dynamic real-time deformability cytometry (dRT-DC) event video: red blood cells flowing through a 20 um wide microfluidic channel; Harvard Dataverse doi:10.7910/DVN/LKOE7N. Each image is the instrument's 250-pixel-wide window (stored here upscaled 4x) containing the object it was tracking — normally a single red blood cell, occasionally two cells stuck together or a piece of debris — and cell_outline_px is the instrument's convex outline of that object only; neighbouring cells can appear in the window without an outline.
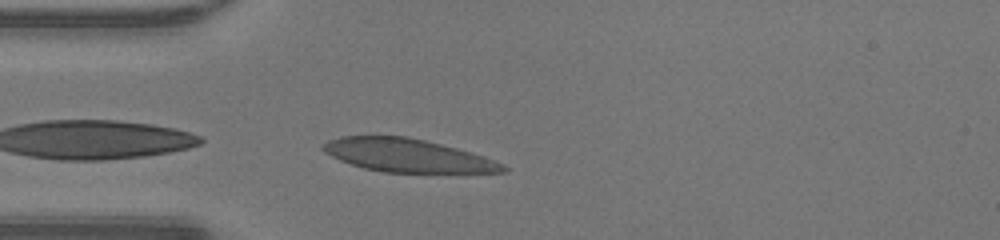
{"species": "human", "species_latin": "Homo sapiens", "temperature_condition": "warm", "stored_images_in_passage": 35, "camera_frame_rate_fps": 3000, "um_per_image_px": 0.085, "donor": {"sex": "male"}, "frame": {"image": 1, "passage_image": 1, "time_ms": 0.0, "image_size_px": [1000, 240], "cell_outline_px": [[508, 168], [504, 172], [384, 172], [364, 168], [340, 160], [324, 152], [320, 148], [328, 140], [340, 136], [408, 136], [472, 152], [484, 156], [504, 164]], "centroid_in_image_um": [34.62, 13.2], "position_along_channel_um": 50.4, "area_um2": 34.45}}
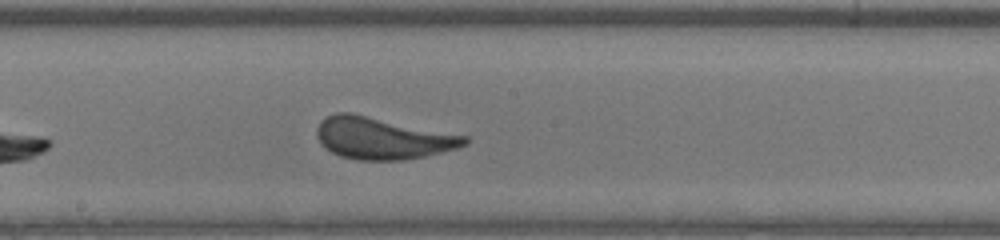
{"frame": {"image": 2, "passage_image": 13, "time_ms": 4.0, "image_size_px": [1000, 240], "cell_outline_px": [[468, 144], [456, 148], [424, 156], [404, 160], [360, 160], [340, 156], [332, 152], [320, 144], [316, 136], [316, 128], [320, 120], [336, 112], [352, 112], [468, 136]], "centroid_in_image_um": [32.47, 11.73], "position_along_channel_um": 215.7, "area_um2": 36.24}}
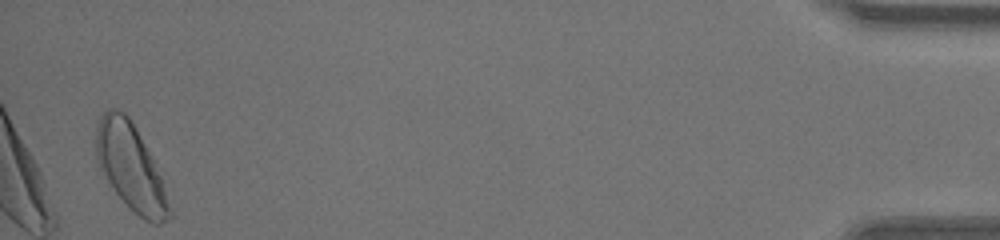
{"frame": {"image": 3, "passage_image": 34, "time_ms": 11.0, "image_size_px": [1000, 240], "cell_outline_px": [[172, 216], [168, 220], [160, 224], [152, 224], [144, 220], [128, 208], [104, 176], [96, 160], [96, 132], [100, 116], [108, 108], [116, 108], [124, 112], [128, 116], [152, 156], [160, 176], [172, 212]], "centroid_in_image_um": [11.11, 14.23], "position_along_channel_um": 424.1, "area_um2": 36.7}, "authors_computed_cell_mechanics": {"area_um2": 35.547, "velocity_mm_per_s": 4.3357, "shape_relaxation_time_tau1_ms": 3.2304, "shape_relaxation_time_tau2_ms": null, "deformation_change_tau1": 0.1555, "deformation_change_tau2": null}}